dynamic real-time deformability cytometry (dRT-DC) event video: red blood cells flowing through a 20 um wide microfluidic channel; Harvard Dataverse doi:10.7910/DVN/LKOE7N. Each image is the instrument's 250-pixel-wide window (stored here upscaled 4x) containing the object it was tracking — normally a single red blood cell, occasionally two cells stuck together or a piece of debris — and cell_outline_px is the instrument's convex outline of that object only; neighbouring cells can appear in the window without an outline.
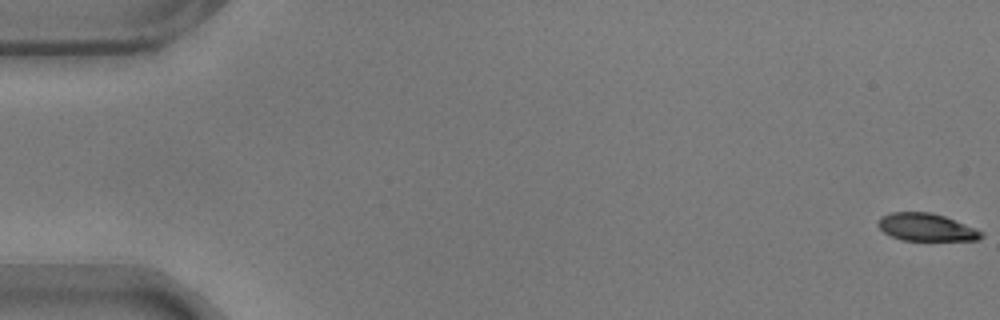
{"species": "common noctule bat (a hibernating species)", "species_latin": "Nyctalus noctula", "temperature_condition": "warm", "stored_images_in_passage": 19, "camera_frame_rate_fps": 3000, "um_per_image_px": 0.085, "animal": {"sex": "male", "body_mass_g": 17.9}, "frame": {"image": 1, "passage_image": 1, "time_ms": 0.0, "image_size_px": [1000, 320], "cell_outline_px": [[984, 236], [980, 240], [900, 240], [884, 232], [876, 224], [880, 216], [892, 212], [932, 212], [944, 216], [976, 228], [984, 232]], "centroid_in_image_um": [78.75, 19.31], "position_along_channel_um": 6.3, "area_um2": 16.7}}
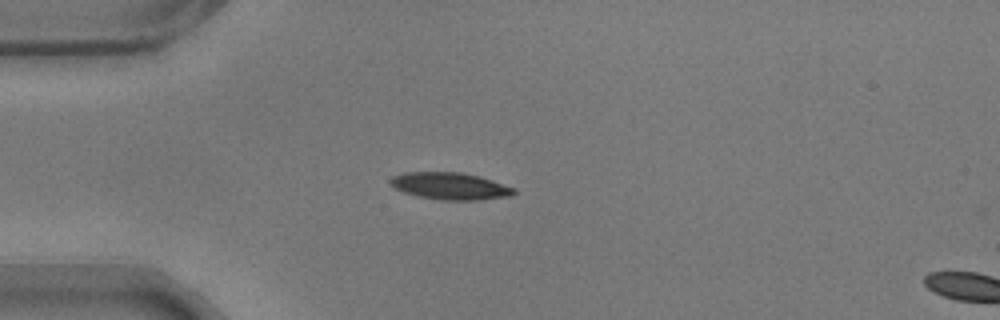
{"frame": {"image": 2, "passage_image": 16, "time_ms": 5.0, "image_size_px": [1000, 320], "cell_outline_px": [[516, 192], [512, 196], [480, 200], [440, 200], [420, 196], [404, 192], [396, 188], [388, 180], [392, 176], [404, 172], [460, 172], [480, 176], [516, 188]], "centroid_in_image_um": [38.3, 15.81], "position_along_channel_um": 46.7, "area_um2": 19.54}}